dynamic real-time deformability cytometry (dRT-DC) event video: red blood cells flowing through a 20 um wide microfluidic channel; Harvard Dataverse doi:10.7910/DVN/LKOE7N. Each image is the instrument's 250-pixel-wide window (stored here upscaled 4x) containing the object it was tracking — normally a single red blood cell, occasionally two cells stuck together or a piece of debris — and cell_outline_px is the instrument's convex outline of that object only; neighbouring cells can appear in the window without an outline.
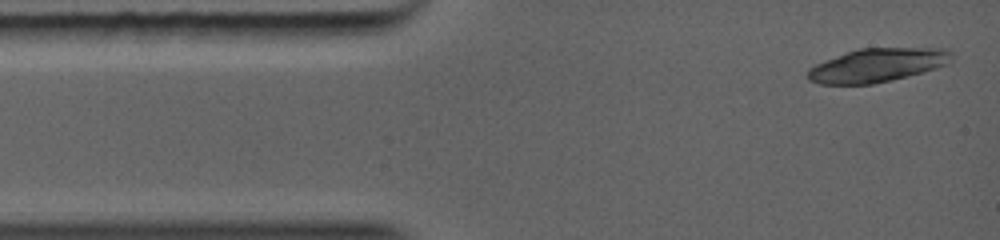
{"species": "common noctule bat (a hibernating species)", "species_latin": "Nyctalus noctula", "temperature_condition": "warm", "stored_images_in_passage": 4, "camera_frame_rate_fps": 5000, "um_per_image_px": 0.085, "animal": {"sex": "female", "body_mass_g": 19.0, "forearm_length_mm": 56.7}, "frame": {"image": 1, "passage_image": 1, "time_ms": 0.0, "image_size_px": [1000, 240], "cell_outline_px": [[952, 60], [944, 64], [920, 72], [892, 80], [872, 84], [820, 84], [808, 80], [808, 72], [816, 64], [848, 52], [860, 48], [948, 48], [952, 56]], "centroid_in_image_um": [74.57, 5.54], "position_along_channel_um": 10.4, "area_um2": 27.57}}